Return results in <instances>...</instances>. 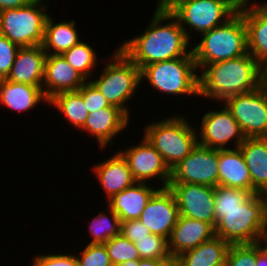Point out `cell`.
Masks as SVG:
<instances>
[{
	"label": "cell",
	"mask_w": 267,
	"mask_h": 266,
	"mask_svg": "<svg viewBox=\"0 0 267 266\" xmlns=\"http://www.w3.org/2000/svg\"><path fill=\"white\" fill-rule=\"evenodd\" d=\"M221 110H210L202 117L200 128L197 129L199 145L212 149H229L230 141L238 148L245 140L238 122L225 105ZM229 142V144H228Z\"/></svg>",
	"instance_id": "obj_12"
},
{
	"label": "cell",
	"mask_w": 267,
	"mask_h": 266,
	"mask_svg": "<svg viewBox=\"0 0 267 266\" xmlns=\"http://www.w3.org/2000/svg\"><path fill=\"white\" fill-rule=\"evenodd\" d=\"M48 105L60 111L70 125L80 130L89 116L79 91L62 92L53 96Z\"/></svg>",
	"instance_id": "obj_28"
},
{
	"label": "cell",
	"mask_w": 267,
	"mask_h": 266,
	"mask_svg": "<svg viewBox=\"0 0 267 266\" xmlns=\"http://www.w3.org/2000/svg\"><path fill=\"white\" fill-rule=\"evenodd\" d=\"M111 59L105 63L101 74L89 80L105 97L110 105L121 109L129 118L128 104L141 86L140 68L120 49L113 51Z\"/></svg>",
	"instance_id": "obj_6"
},
{
	"label": "cell",
	"mask_w": 267,
	"mask_h": 266,
	"mask_svg": "<svg viewBox=\"0 0 267 266\" xmlns=\"http://www.w3.org/2000/svg\"><path fill=\"white\" fill-rule=\"evenodd\" d=\"M257 244L259 245L261 252L267 257V227L259 236Z\"/></svg>",
	"instance_id": "obj_42"
},
{
	"label": "cell",
	"mask_w": 267,
	"mask_h": 266,
	"mask_svg": "<svg viewBox=\"0 0 267 266\" xmlns=\"http://www.w3.org/2000/svg\"><path fill=\"white\" fill-rule=\"evenodd\" d=\"M263 197L265 198V205L267 207V190L263 193Z\"/></svg>",
	"instance_id": "obj_48"
},
{
	"label": "cell",
	"mask_w": 267,
	"mask_h": 266,
	"mask_svg": "<svg viewBox=\"0 0 267 266\" xmlns=\"http://www.w3.org/2000/svg\"><path fill=\"white\" fill-rule=\"evenodd\" d=\"M191 48L196 66L201 71L209 64L248 54L247 28L238 11L224 24L201 34Z\"/></svg>",
	"instance_id": "obj_3"
},
{
	"label": "cell",
	"mask_w": 267,
	"mask_h": 266,
	"mask_svg": "<svg viewBox=\"0 0 267 266\" xmlns=\"http://www.w3.org/2000/svg\"><path fill=\"white\" fill-rule=\"evenodd\" d=\"M110 260L114 265L121 264L132 260H140L135 243L125 238L121 234L111 238L104 243Z\"/></svg>",
	"instance_id": "obj_32"
},
{
	"label": "cell",
	"mask_w": 267,
	"mask_h": 266,
	"mask_svg": "<svg viewBox=\"0 0 267 266\" xmlns=\"http://www.w3.org/2000/svg\"><path fill=\"white\" fill-rule=\"evenodd\" d=\"M114 266H134V260L128 261V262H124V263H121V264H117V265H114Z\"/></svg>",
	"instance_id": "obj_47"
},
{
	"label": "cell",
	"mask_w": 267,
	"mask_h": 266,
	"mask_svg": "<svg viewBox=\"0 0 267 266\" xmlns=\"http://www.w3.org/2000/svg\"><path fill=\"white\" fill-rule=\"evenodd\" d=\"M129 117L118 107L108 106L97 110L96 112L89 113L84 126L80 129L83 133L93 136L97 140L100 149L112 146L113 139L117 135L126 130L129 126Z\"/></svg>",
	"instance_id": "obj_18"
},
{
	"label": "cell",
	"mask_w": 267,
	"mask_h": 266,
	"mask_svg": "<svg viewBox=\"0 0 267 266\" xmlns=\"http://www.w3.org/2000/svg\"><path fill=\"white\" fill-rule=\"evenodd\" d=\"M252 194L255 193L253 191L217 185L214 187L215 211L237 209Z\"/></svg>",
	"instance_id": "obj_33"
},
{
	"label": "cell",
	"mask_w": 267,
	"mask_h": 266,
	"mask_svg": "<svg viewBox=\"0 0 267 266\" xmlns=\"http://www.w3.org/2000/svg\"><path fill=\"white\" fill-rule=\"evenodd\" d=\"M180 0H158L155 10L168 11Z\"/></svg>",
	"instance_id": "obj_43"
},
{
	"label": "cell",
	"mask_w": 267,
	"mask_h": 266,
	"mask_svg": "<svg viewBox=\"0 0 267 266\" xmlns=\"http://www.w3.org/2000/svg\"><path fill=\"white\" fill-rule=\"evenodd\" d=\"M79 253L78 266H113L104 244H87Z\"/></svg>",
	"instance_id": "obj_35"
},
{
	"label": "cell",
	"mask_w": 267,
	"mask_h": 266,
	"mask_svg": "<svg viewBox=\"0 0 267 266\" xmlns=\"http://www.w3.org/2000/svg\"><path fill=\"white\" fill-rule=\"evenodd\" d=\"M35 0H0V11L27 6Z\"/></svg>",
	"instance_id": "obj_40"
},
{
	"label": "cell",
	"mask_w": 267,
	"mask_h": 266,
	"mask_svg": "<svg viewBox=\"0 0 267 266\" xmlns=\"http://www.w3.org/2000/svg\"><path fill=\"white\" fill-rule=\"evenodd\" d=\"M261 249L257 243L230 245L225 266H255Z\"/></svg>",
	"instance_id": "obj_34"
},
{
	"label": "cell",
	"mask_w": 267,
	"mask_h": 266,
	"mask_svg": "<svg viewBox=\"0 0 267 266\" xmlns=\"http://www.w3.org/2000/svg\"><path fill=\"white\" fill-rule=\"evenodd\" d=\"M267 227L265 198L252 194L240 207L215 211V236L232 244L257 243Z\"/></svg>",
	"instance_id": "obj_4"
},
{
	"label": "cell",
	"mask_w": 267,
	"mask_h": 266,
	"mask_svg": "<svg viewBox=\"0 0 267 266\" xmlns=\"http://www.w3.org/2000/svg\"><path fill=\"white\" fill-rule=\"evenodd\" d=\"M106 207H108L106 213L101 211L90 220L88 231L92 239L88 244H104L120 234L119 216L109 206Z\"/></svg>",
	"instance_id": "obj_29"
},
{
	"label": "cell",
	"mask_w": 267,
	"mask_h": 266,
	"mask_svg": "<svg viewBox=\"0 0 267 266\" xmlns=\"http://www.w3.org/2000/svg\"><path fill=\"white\" fill-rule=\"evenodd\" d=\"M230 244L214 236L177 257L180 266H225Z\"/></svg>",
	"instance_id": "obj_27"
},
{
	"label": "cell",
	"mask_w": 267,
	"mask_h": 266,
	"mask_svg": "<svg viewBox=\"0 0 267 266\" xmlns=\"http://www.w3.org/2000/svg\"><path fill=\"white\" fill-rule=\"evenodd\" d=\"M87 81L63 55H46L42 90L48 101L59 93L78 91Z\"/></svg>",
	"instance_id": "obj_16"
},
{
	"label": "cell",
	"mask_w": 267,
	"mask_h": 266,
	"mask_svg": "<svg viewBox=\"0 0 267 266\" xmlns=\"http://www.w3.org/2000/svg\"><path fill=\"white\" fill-rule=\"evenodd\" d=\"M19 48L7 37L0 36V79H6L9 75Z\"/></svg>",
	"instance_id": "obj_36"
},
{
	"label": "cell",
	"mask_w": 267,
	"mask_h": 266,
	"mask_svg": "<svg viewBox=\"0 0 267 266\" xmlns=\"http://www.w3.org/2000/svg\"><path fill=\"white\" fill-rule=\"evenodd\" d=\"M199 71L193 56L159 61L140 70L141 83L148 80L152 90L168 95L200 96Z\"/></svg>",
	"instance_id": "obj_7"
},
{
	"label": "cell",
	"mask_w": 267,
	"mask_h": 266,
	"mask_svg": "<svg viewBox=\"0 0 267 266\" xmlns=\"http://www.w3.org/2000/svg\"><path fill=\"white\" fill-rule=\"evenodd\" d=\"M249 170L254 193L267 190V137L245 138L238 147Z\"/></svg>",
	"instance_id": "obj_25"
},
{
	"label": "cell",
	"mask_w": 267,
	"mask_h": 266,
	"mask_svg": "<svg viewBox=\"0 0 267 266\" xmlns=\"http://www.w3.org/2000/svg\"><path fill=\"white\" fill-rule=\"evenodd\" d=\"M62 55L66 61L87 80H90L95 74L93 73V68H95L97 64L98 55L96 54V50L89 45V43L81 41Z\"/></svg>",
	"instance_id": "obj_30"
},
{
	"label": "cell",
	"mask_w": 267,
	"mask_h": 266,
	"mask_svg": "<svg viewBox=\"0 0 267 266\" xmlns=\"http://www.w3.org/2000/svg\"><path fill=\"white\" fill-rule=\"evenodd\" d=\"M245 138L267 137V91L257 89L225 99Z\"/></svg>",
	"instance_id": "obj_10"
},
{
	"label": "cell",
	"mask_w": 267,
	"mask_h": 266,
	"mask_svg": "<svg viewBox=\"0 0 267 266\" xmlns=\"http://www.w3.org/2000/svg\"><path fill=\"white\" fill-rule=\"evenodd\" d=\"M32 260V266H78L75 254L72 253L37 254Z\"/></svg>",
	"instance_id": "obj_38"
},
{
	"label": "cell",
	"mask_w": 267,
	"mask_h": 266,
	"mask_svg": "<svg viewBox=\"0 0 267 266\" xmlns=\"http://www.w3.org/2000/svg\"><path fill=\"white\" fill-rule=\"evenodd\" d=\"M40 102L48 104L42 87L0 79V104L18 113L30 111Z\"/></svg>",
	"instance_id": "obj_24"
},
{
	"label": "cell",
	"mask_w": 267,
	"mask_h": 266,
	"mask_svg": "<svg viewBox=\"0 0 267 266\" xmlns=\"http://www.w3.org/2000/svg\"><path fill=\"white\" fill-rule=\"evenodd\" d=\"M141 139L137 145L119 150L126 159L134 180L150 183L151 180L158 178L162 188L168 187L171 170L151 143L144 136Z\"/></svg>",
	"instance_id": "obj_13"
},
{
	"label": "cell",
	"mask_w": 267,
	"mask_h": 266,
	"mask_svg": "<svg viewBox=\"0 0 267 266\" xmlns=\"http://www.w3.org/2000/svg\"><path fill=\"white\" fill-rule=\"evenodd\" d=\"M78 91L82 94L83 102L88 113L111 106L89 80Z\"/></svg>",
	"instance_id": "obj_37"
},
{
	"label": "cell",
	"mask_w": 267,
	"mask_h": 266,
	"mask_svg": "<svg viewBox=\"0 0 267 266\" xmlns=\"http://www.w3.org/2000/svg\"><path fill=\"white\" fill-rule=\"evenodd\" d=\"M46 55L42 45L20 47L6 80L42 87Z\"/></svg>",
	"instance_id": "obj_21"
},
{
	"label": "cell",
	"mask_w": 267,
	"mask_h": 266,
	"mask_svg": "<svg viewBox=\"0 0 267 266\" xmlns=\"http://www.w3.org/2000/svg\"><path fill=\"white\" fill-rule=\"evenodd\" d=\"M2 35V26H1V18H0V36Z\"/></svg>",
	"instance_id": "obj_49"
},
{
	"label": "cell",
	"mask_w": 267,
	"mask_h": 266,
	"mask_svg": "<svg viewBox=\"0 0 267 266\" xmlns=\"http://www.w3.org/2000/svg\"><path fill=\"white\" fill-rule=\"evenodd\" d=\"M44 0L14 9L0 11L2 35L19 47H31L44 43L45 22L50 14Z\"/></svg>",
	"instance_id": "obj_9"
},
{
	"label": "cell",
	"mask_w": 267,
	"mask_h": 266,
	"mask_svg": "<svg viewBox=\"0 0 267 266\" xmlns=\"http://www.w3.org/2000/svg\"><path fill=\"white\" fill-rule=\"evenodd\" d=\"M218 185L252 191L249 170L239 148L219 149Z\"/></svg>",
	"instance_id": "obj_23"
},
{
	"label": "cell",
	"mask_w": 267,
	"mask_h": 266,
	"mask_svg": "<svg viewBox=\"0 0 267 266\" xmlns=\"http://www.w3.org/2000/svg\"><path fill=\"white\" fill-rule=\"evenodd\" d=\"M150 184L135 182L107 201V205L119 216L120 222L139 219L152 195L159 189Z\"/></svg>",
	"instance_id": "obj_22"
},
{
	"label": "cell",
	"mask_w": 267,
	"mask_h": 266,
	"mask_svg": "<svg viewBox=\"0 0 267 266\" xmlns=\"http://www.w3.org/2000/svg\"><path fill=\"white\" fill-rule=\"evenodd\" d=\"M120 234L131 242H138V239L149 237L150 230L138 219L120 222Z\"/></svg>",
	"instance_id": "obj_39"
},
{
	"label": "cell",
	"mask_w": 267,
	"mask_h": 266,
	"mask_svg": "<svg viewBox=\"0 0 267 266\" xmlns=\"http://www.w3.org/2000/svg\"><path fill=\"white\" fill-rule=\"evenodd\" d=\"M179 209L174 194L169 187H160L151 197L139 217L151 232L169 239L177 224Z\"/></svg>",
	"instance_id": "obj_15"
},
{
	"label": "cell",
	"mask_w": 267,
	"mask_h": 266,
	"mask_svg": "<svg viewBox=\"0 0 267 266\" xmlns=\"http://www.w3.org/2000/svg\"><path fill=\"white\" fill-rule=\"evenodd\" d=\"M214 236L215 228L210 223L179 215L168 239L170 255L177 258Z\"/></svg>",
	"instance_id": "obj_19"
},
{
	"label": "cell",
	"mask_w": 267,
	"mask_h": 266,
	"mask_svg": "<svg viewBox=\"0 0 267 266\" xmlns=\"http://www.w3.org/2000/svg\"><path fill=\"white\" fill-rule=\"evenodd\" d=\"M141 259L167 261L172 258L168 249V239L163 236L150 234L149 237L135 242Z\"/></svg>",
	"instance_id": "obj_31"
},
{
	"label": "cell",
	"mask_w": 267,
	"mask_h": 266,
	"mask_svg": "<svg viewBox=\"0 0 267 266\" xmlns=\"http://www.w3.org/2000/svg\"><path fill=\"white\" fill-rule=\"evenodd\" d=\"M91 169L104 189L107 201L136 182L126 159L119 151L103 162L94 164Z\"/></svg>",
	"instance_id": "obj_20"
},
{
	"label": "cell",
	"mask_w": 267,
	"mask_h": 266,
	"mask_svg": "<svg viewBox=\"0 0 267 266\" xmlns=\"http://www.w3.org/2000/svg\"><path fill=\"white\" fill-rule=\"evenodd\" d=\"M219 149L197 145L172 170L169 184L218 185Z\"/></svg>",
	"instance_id": "obj_11"
},
{
	"label": "cell",
	"mask_w": 267,
	"mask_h": 266,
	"mask_svg": "<svg viewBox=\"0 0 267 266\" xmlns=\"http://www.w3.org/2000/svg\"><path fill=\"white\" fill-rule=\"evenodd\" d=\"M186 119L176 113L160 121L154 120L144 128L143 136L161 154L170 170L189 155L198 143L196 126Z\"/></svg>",
	"instance_id": "obj_5"
},
{
	"label": "cell",
	"mask_w": 267,
	"mask_h": 266,
	"mask_svg": "<svg viewBox=\"0 0 267 266\" xmlns=\"http://www.w3.org/2000/svg\"><path fill=\"white\" fill-rule=\"evenodd\" d=\"M247 28L248 52L260 65L267 59V2L247 0L238 10Z\"/></svg>",
	"instance_id": "obj_17"
},
{
	"label": "cell",
	"mask_w": 267,
	"mask_h": 266,
	"mask_svg": "<svg viewBox=\"0 0 267 266\" xmlns=\"http://www.w3.org/2000/svg\"><path fill=\"white\" fill-rule=\"evenodd\" d=\"M162 262L164 261L140 259L134 260V266H160Z\"/></svg>",
	"instance_id": "obj_44"
},
{
	"label": "cell",
	"mask_w": 267,
	"mask_h": 266,
	"mask_svg": "<svg viewBox=\"0 0 267 266\" xmlns=\"http://www.w3.org/2000/svg\"><path fill=\"white\" fill-rule=\"evenodd\" d=\"M179 215L205 221L215 228L214 187L201 184H169Z\"/></svg>",
	"instance_id": "obj_14"
},
{
	"label": "cell",
	"mask_w": 267,
	"mask_h": 266,
	"mask_svg": "<svg viewBox=\"0 0 267 266\" xmlns=\"http://www.w3.org/2000/svg\"><path fill=\"white\" fill-rule=\"evenodd\" d=\"M200 97L223 103L228 97L260 87L257 60L250 54L207 65L199 74Z\"/></svg>",
	"instance_id": "obj_2"
},
{
	"label": "cell",
	"mask_w": 267,
	"mask_h": 266,
	"mask_svg": "<svg viewBox=\"0 0 267 266\" xmlns=\"http://www.w3.org/2000/svg\"><path fill=\"white\" fill-rule=\"evenodd\" d=\"M160 266H180V264L177 258H171L167 261L162 262Z\"/></svg>",
	"instance_id": "obj_46"
},
{
	"label": "cell",
	"mask_w": 267,
	"mask_h": 266,
	"mask_svg": "<svg viewBox=\"0 0 267 266\" xmlns=\"http://www.w3.org/2000/svg\"><path fill=\"white\" fill-rule=\"evenodd\" d=\"M255 266H267V257L262 252L257 255Z\"/></svg>",
	"instance_id": "obj_45"
},
{
	"label": "cell",
	"mask_w": 267,
	"mask_h": 266,
	"mask_svg": "<svg viewBox=\"0 0 267 266\" xmlns=\"http://www.w3.org/2000/svg\"><path fill=\"white\" fill-rule=\"evenodd\" d=\"M54 21L49 14L45 22L42 46L47 55H62L82 40L79 38L74 19L58 23Z\"/></svg>",
	"instance_id": "obj_26"
},
{
	"label": "cell",
	"mask_w": 267,
	"mask_h": 266,
	"mask_svg": "<svg viewBox=\"0 0 267 266\" xmlns=\"http://www.w3.org/2000/svg\"><path fill=\"white\" fill-rule=\"evenodd\" d=\"M245 1L247 0H180L168 11L178 20L191 41L192 30L201 35L224 24L238 12L240 3Z\"/></svg>",
	"instance_id": "obj_8"
},
{
	"label": "cell",
	"mask_w": 267,
	"mask_h": 266,
	"mask_svg": "<svg viewBox=\"0 0 267 266\" xmlns=\"http://www.w3.org/2000/svg\"><path fill=\"white\" fill-rule=\"evenodd\" d=\"M260 86L267 91V59L259 65Z\"/></svg>",
	"instance_id": "obj_41"
},
{
	"label": "cell",
	"mask_w": 267,
	"mask_h": 266,
	"mask_svg": "<svg viewBox=\"0 0 267 266\" xmlns=\"http://www.w3.org/2000/svg\"><path fill=\"white\" fill-rule=\"evenodd\" d=\"M153 12V18L143 33L127 39L118 45V49L140 70L154 62L193 56L191 51L193 45L178 20L167 10Z\"/></svg>",
	"instance_id": "obj_1"
}]
</instances>
